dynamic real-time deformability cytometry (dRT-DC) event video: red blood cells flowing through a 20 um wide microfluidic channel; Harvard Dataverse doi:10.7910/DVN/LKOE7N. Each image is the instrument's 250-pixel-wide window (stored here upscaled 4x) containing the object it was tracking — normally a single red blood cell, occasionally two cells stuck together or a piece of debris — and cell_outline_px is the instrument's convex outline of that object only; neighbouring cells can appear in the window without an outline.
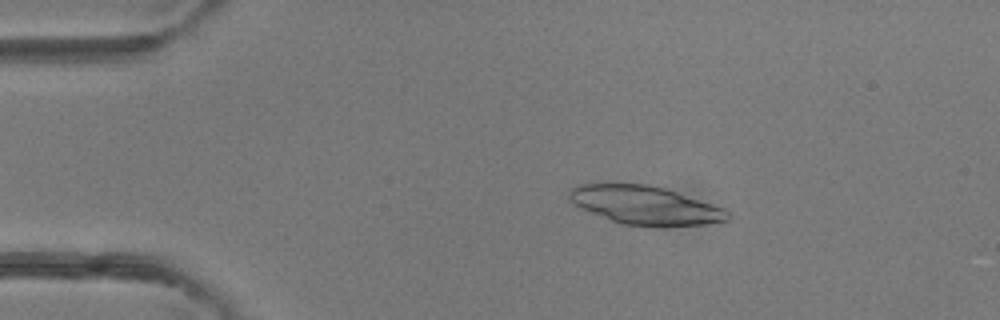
{"species": "common noctule bat (a hibernating species)", "species_latin": "Nyctalus noctula", "temperature_condition": "room temperature", "stored_images_in_passage": 49, "camera_frame_rate_fps": 3000, "um_per_image_px": 0.085, "animal": {"sex": "female"}, "frame": {"image": 1, "passage_image": 9, "time_ms": 2.667, "image_size_px": [1000, 320], "cell_outline_px": [[732, 216], [728, 220], [704, 224], [664, 228], [620, 224], [580, 208], [568, 200], [568, 188], [580, 184], [648, 184], [664, 188], [724, 208]], "centroid_in_image_um": [54.81, 17.47], "position_along_channel_um": 30.2, "area_um2": 35.95}}